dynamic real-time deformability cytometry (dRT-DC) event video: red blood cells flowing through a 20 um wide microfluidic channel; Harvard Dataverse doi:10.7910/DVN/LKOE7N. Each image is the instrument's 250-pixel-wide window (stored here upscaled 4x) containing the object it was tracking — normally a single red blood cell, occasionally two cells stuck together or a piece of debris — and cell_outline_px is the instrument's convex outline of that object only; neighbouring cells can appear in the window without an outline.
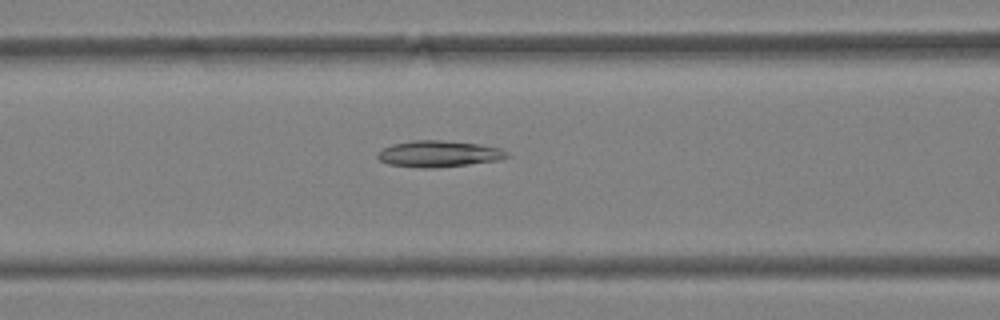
{"species": "Egyptian fruit bat (a non-hibernating species)", "species_latin": "Rousettus aegyptiacus", "temperature_condition": "warm", "stored_images_in_passage": 46, "camera_frame_rate_fps": 3000, "um_per_image_px": 0.085, "animal": {"sex": "female"}, "frame": {"image": 1, "passage_image": 21, "time_ms": 6.667, "image_size_px": [1000, 320], "cell_outline_px": [[508, 156], [500, 160], [436, 168], [420, 168], [388, 164], [380, 160], [376, 156], [376, 152], [392, 144], [412, 140], [440, 140], [480, 144], [500, 148], [508, 152]], "centroid_in_image_um": [37.27, 13.07], "position_along_channel_um": 129.3, "area_um2": 19.94}}
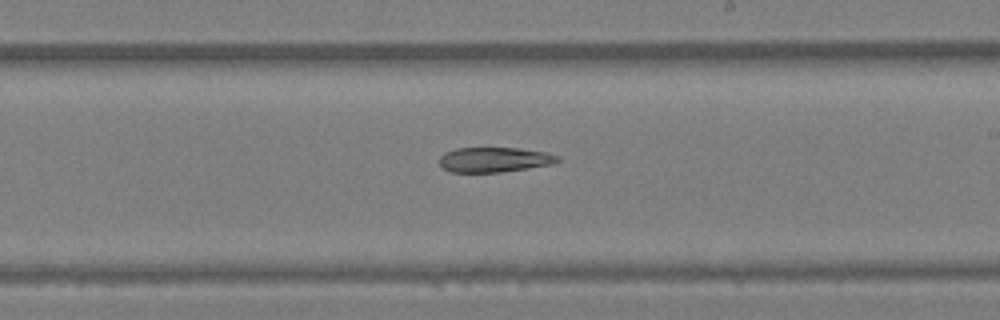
{"frame": {"image": 2, "passage_image": 29, "time_ms": 9.333, "image_size_px": [1000, 320], "cell_outline_px": [[560, 160], [552, 164], [528, 168], [500, 172], [452, 172], [444, 168], [440, 164], [440, 156], [444, 152], [456, 148], [520, 148], [548, 152], [560, 156]], "centroid_in_image_um": [42.05, 13.56], "position_along_channel_um": 247.0, "area_um2": 17.22}}
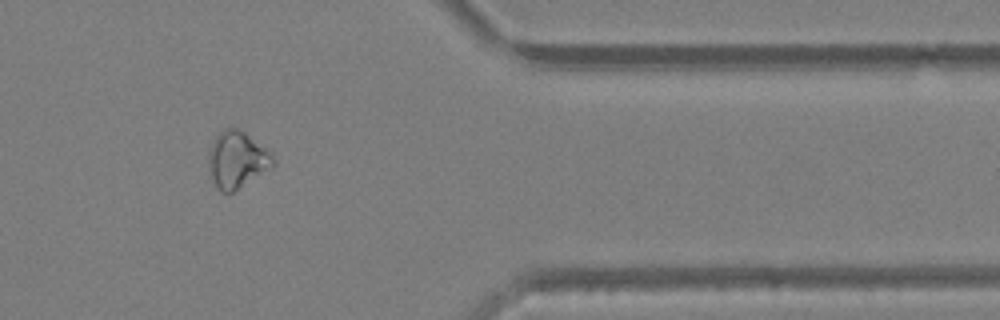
{"frame": {"image": 3, "passage_image": 40, "time_ms": 13.0, "image_size_px": [1000, 320], "cell_outline_px": [[276, 164], [272, 168], [232, 192], [220, 192], [216, 188], [208, 168], [208, 156], [212, 144], [216, 136], [224, 128], [236, 128], [244, 132], [268, 148], [272, 152], [276, 160]], "centroid_in_image_um": [20.18, 13.58], "position_along_channel_um": 391.2, "area_um2": 21.5}}